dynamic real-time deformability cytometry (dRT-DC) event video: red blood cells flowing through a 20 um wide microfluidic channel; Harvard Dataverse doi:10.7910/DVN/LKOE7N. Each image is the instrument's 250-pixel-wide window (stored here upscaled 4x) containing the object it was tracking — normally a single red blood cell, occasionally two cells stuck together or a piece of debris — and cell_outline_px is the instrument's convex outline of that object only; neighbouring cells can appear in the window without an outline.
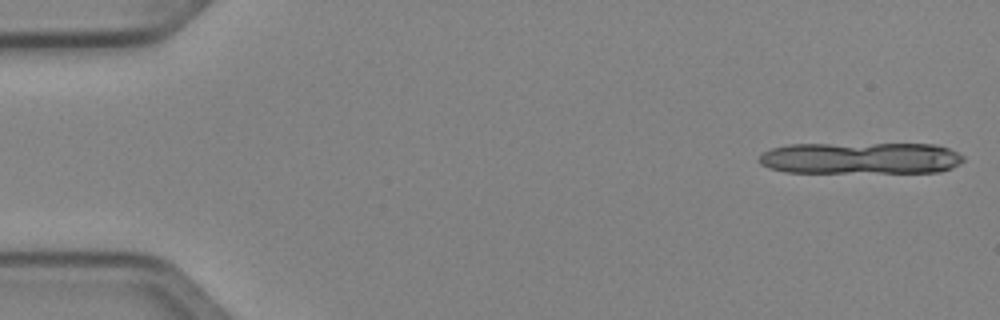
{"species": "Egyptian fruit bat (a non-hibernating species)", "species_latin": "Rousettus aegyptiacus", "temperature_condition": "cold", "stored_images_in_passage": 10, "camera_frame_rate_fps": 3000, "um_per_image_px": 0.085, "animal": {"sex": "female"}, "frame": {"image": 1, "passage_image": 1, "time_ms": 0.0, "image_size_px": [1000, 320], "cell_outline_px": [[964, 160], [960, 164], [952, 168], [940, 172], [784, 172], [768, 168], [760, 164], [756, 160], [764, 152], [772, 148], [792, 144], [936, 144], [948, 148], [964, 156]], "centroid_in_image_um": [73.16, 13.44], "position_along_channel_um": 11.8, "area_um2": 37.97}}